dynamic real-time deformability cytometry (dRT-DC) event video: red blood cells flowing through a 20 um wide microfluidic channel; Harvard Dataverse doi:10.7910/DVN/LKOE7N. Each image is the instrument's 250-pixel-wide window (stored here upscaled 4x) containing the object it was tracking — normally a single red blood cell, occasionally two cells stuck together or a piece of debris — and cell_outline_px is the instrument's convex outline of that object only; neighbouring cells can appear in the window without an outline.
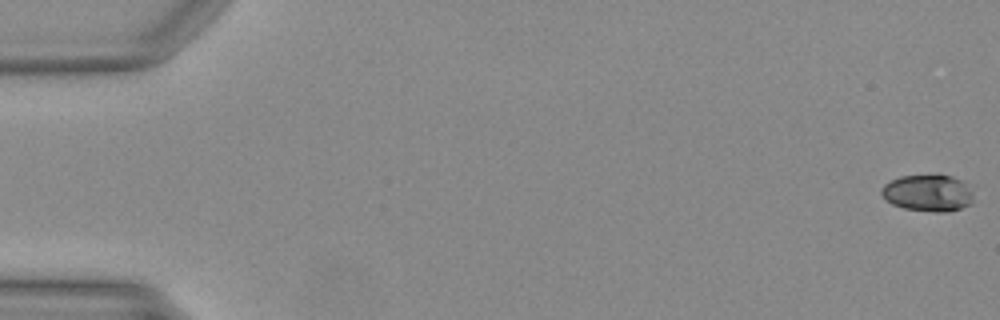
{"species": "Egyptian fruit bat (a non-hibernating species)", "species_latin": "Rousettus aegyptiacus", "temperature_condition": "warm", "stored_images_in_passage": 45, "camera_frame_rate_fps": 3000, "um_per_image_px": 0.085, "animal": {"sex": "female"}, "frame": {"image": 1, "passage_image": 1, "time_ms": 0.0, "image_size_px": [1000, 320], "cell_outline_px": [[972, 196], [968, 204], [960, 208], [948, 212], [936, 212], [904, 208], [892, 204], [880, 192], [880, 188], [884, 184], [900, 176], [936, 172], [940, 172], [952, 176], [960, 180], [972, 192]], "centroid_in_image_um": [78.84, 16.35], "position_along_channel_um": 6.2, "area_um2": 19.94}}
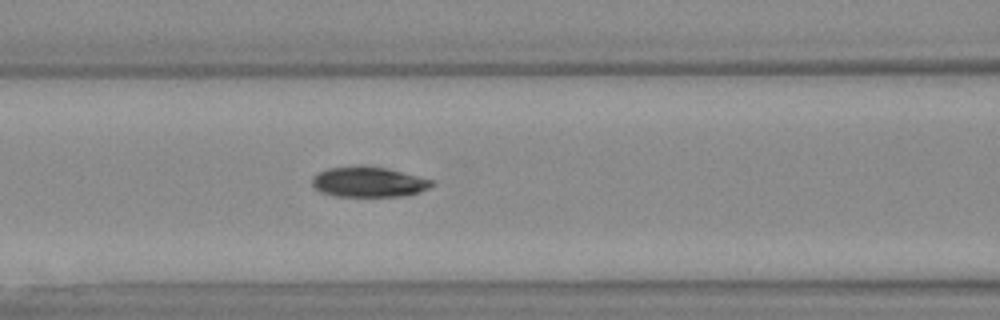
{"frame": {"image": 2, "passage_image": 22, "time_ms": 7.0, "image_size_px": [1000, 320], "cell_outline_px": [[436, 184], [420, 192], [404, 196], [336, 196], [320, 192], [312, 184], [312, 176], [328, 168], [364, 164], [388, 168], [432, 180]], "centroid_in_image_um": [31.33, 15.45], "position_along_channel_um": 135.3, "area_um2": 21.33}}
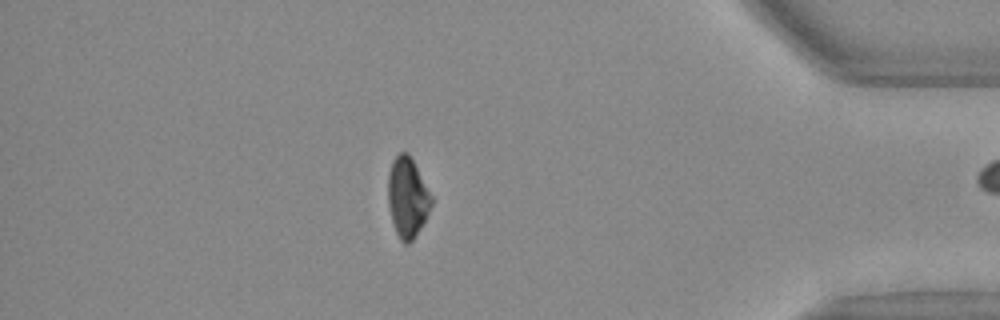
{"frame": {"image": 3, "passage_image": 44, "time_ms": 14.333, "image_size_px": [1000, 320], "cell_outline_px": [[432, 204], [424, 220], [412, 240], [408, 244], [404, 244], [400, 240], [396, 232], [392, 220], [388, 204], [388, 176], [392, 160], [400, 152], [408, 152], [432, 196]], "centroid_in_image_um": [34.61, 16.76], "position_along_channel_um": 400.6, "area_um2": 19.88}}